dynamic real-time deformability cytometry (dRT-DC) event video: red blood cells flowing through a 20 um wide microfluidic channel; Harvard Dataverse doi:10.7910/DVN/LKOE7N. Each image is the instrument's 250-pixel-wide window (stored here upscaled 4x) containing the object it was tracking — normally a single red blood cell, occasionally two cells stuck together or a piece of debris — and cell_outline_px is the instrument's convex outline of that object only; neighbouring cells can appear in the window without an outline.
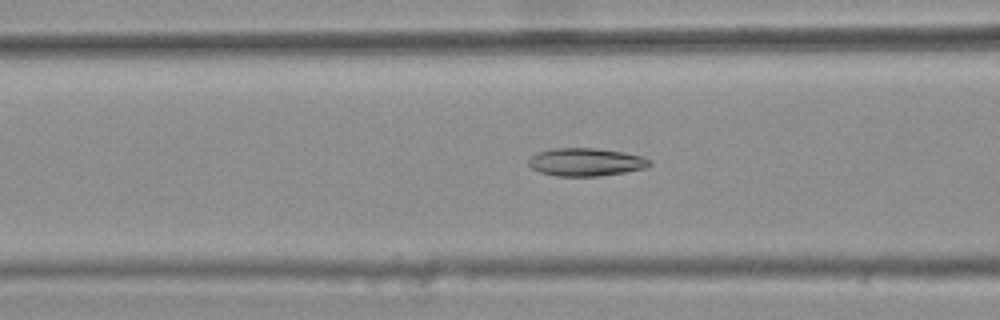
{"species": "common noctule bat (a hibernating species)", "species_latin": "Nyctalus noctula", "temperature_condition": "warm", "stored_images_in_passage": 37, "camera_frame_rate_fps": 3000, "um_per_image_px": 0.085, "animal": {"sex": "female", "body_mass_g": 25.1}, "frame": {"image": 1, "passage_image": 11, "time_ms": 3.333, "image_size_px": [1000, 320], "cell_outline_px": [[652, 164], [644, 168], [624, 172], [600, 176], [556, 176], [540, 172], [532, 168], [528, 164], [528, 160], [536, 152], [552, 148], [596, 148], [624, 152], [640, 156], [652, 160]], "centroid_in_image_um": [49.78, 13.77], "position_along_channel_um": 116.8, "area_um2": 19.77}}
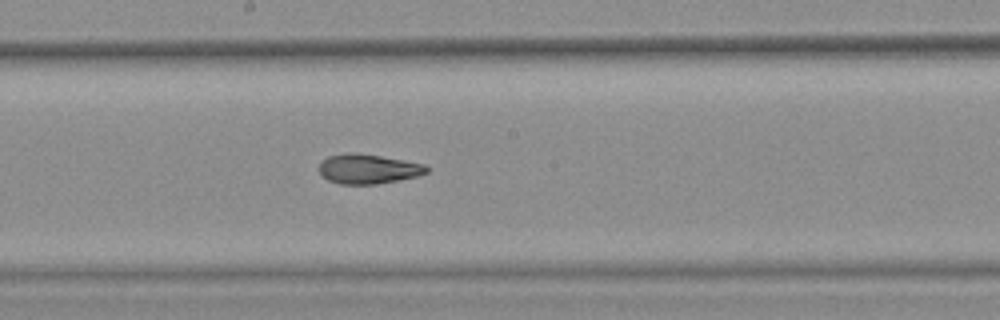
{"frame": {"image": 2, "passage_image": 19, "time_ms": 6.0, "image_size_px": [1000, 320], "cell_outline_px": [[428, 172], [416, 176], [400, 180], [376, 184], [340, 184], [328, 180], [316, 168], [320, 160], [328, 156], [348, 152], [356, 152], [404, 160], [424, 164], [428, 168]], "centroid_in_image_um": [31.24, 14.35], "position_along_channel_um": 217.0, "area_um2": 18.73}}
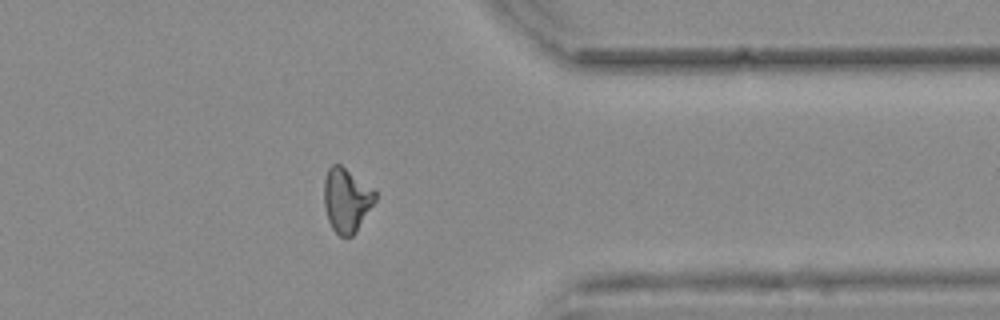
{"frame": {"image": 3, "passage_image": 33, "time_ms": 10.667, "image_size_px": [1000, 320], "cell_outline_px": [[376, 200], [356, 232], [352, 236], [340, 236], [332, 228], [328, 220], [324, 208], [324, 180], [328, 168], [332, 164], [340, 164], [376, 192]], "centroid_in_image_um": [29.43, 17.01], "position_along_channel_um": 382.0, "area_um2": 18.9}, "authors_computed_cell_mechanics": {"area_um2": 18.9584, "velocity_mm_per_s": 3.7568, "shape_relaxation_time_tau1_ms": null, "shape_relaxation_time_tau2_ms": 2.5839, "deformation_change_tau1": null, "deformation_change_tau2": 0.076}}